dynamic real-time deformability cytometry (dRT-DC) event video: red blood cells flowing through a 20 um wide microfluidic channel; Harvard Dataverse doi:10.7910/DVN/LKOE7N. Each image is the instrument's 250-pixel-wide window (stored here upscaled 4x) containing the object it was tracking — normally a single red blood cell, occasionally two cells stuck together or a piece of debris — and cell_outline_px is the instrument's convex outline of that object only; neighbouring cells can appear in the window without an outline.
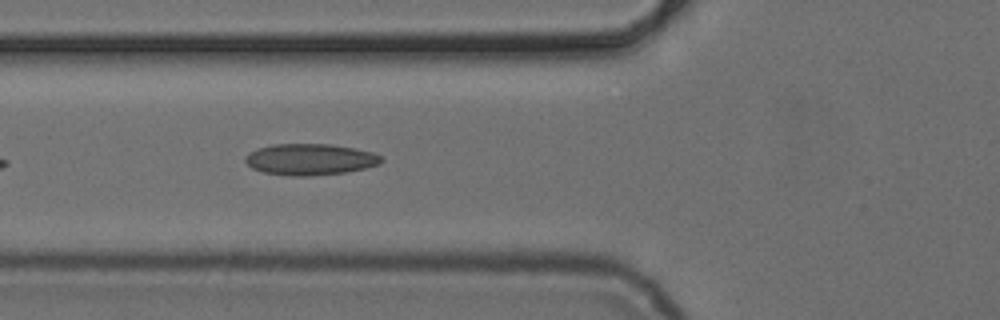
{"species": "common noctule bat (a hibernating species)", "species_latin": "Nyctalus noctula", "temperature_condition": "cold", "stored_images_in_passage": 5, "camera_frame_rate_fps": 3000, "um_per_image_px": 0.085, "animal": {"sex": "female", "body_mass_g": 24.6, "forearm_length_mm": 56.2}, "frame": {"image": 1, "passage_image": 5, "time_ms": 5.333, "image_size_px": [1000, 320], "cell_outline_px": [[384, 160], [380, 164], [364, 168], [344, 172], [312, 176], [292, 176], [264, 172], [252, 168], [244, 160], [244, 156], [248, 152], [256, 148], [272, 144], [328, 144], [356, 148], [372, 152], [380, 156]], "centroid_in_image_um": [26.33, 13.54], "position_along_channel_um": 99.5, "area_um2": 24.91}}